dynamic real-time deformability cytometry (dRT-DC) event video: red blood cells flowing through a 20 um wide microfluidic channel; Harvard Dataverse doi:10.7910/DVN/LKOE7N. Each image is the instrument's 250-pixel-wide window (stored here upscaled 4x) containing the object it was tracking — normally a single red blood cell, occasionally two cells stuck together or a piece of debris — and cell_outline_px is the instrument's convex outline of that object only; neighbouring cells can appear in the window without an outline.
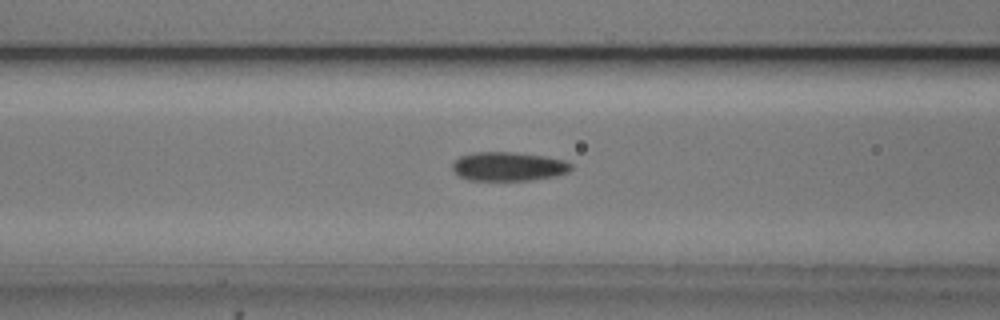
{"species": "common noctule bat (a hibernating species)", "species_latin": "Nyctalus noctula", "temperature_condition": "cold", "stored_images_in_passage": 53, "camera_frame_rate_fps": 3000, "um_per_image_px": 0.085, "animal": {"sex": "male", "body_mass_g": 20.5, "forearm_length_mm": 52.5}, "frame": {"image": 1, "passage_image": 21, "time_ms": 6.667, "image_size_px": [1000, 320], "cell_outline_px": [[572, 168], [568, 172], [556, 176], [528, 180], [468, 180], [460, 176], [452, 168], [452, 164], [460, 156], [472, 152], [516, 152], [544, 156], [564, 160], [572, 164]], "centroid_in_image_um": [43.22, 14.14], "position_along_channel_um": 123.4, "area_um2": 20.0}}
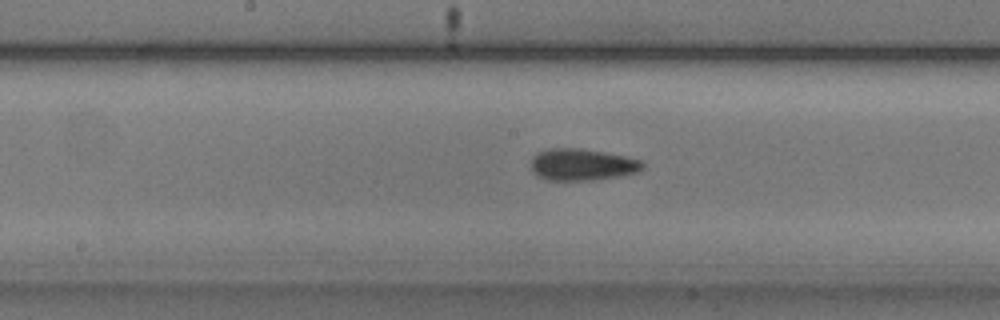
{"frame": {"image": 2, "passage_image": 27, "time_ms": 8.667, "image_size_px": [1000, 320], "cell_outline_px": [[644, 168], [640, 172], [592, 180], [548, 180], [536, 176], [532, 172], [532, 160], [540, 152], [552, 148], [580, 148], [604, 152], [624, 156], [640, 160], [644, 164]], "centroid_in_image_um": [49.5, 14.0], "position_along_channel_um": 198.7, "area_um2": 20.46}}
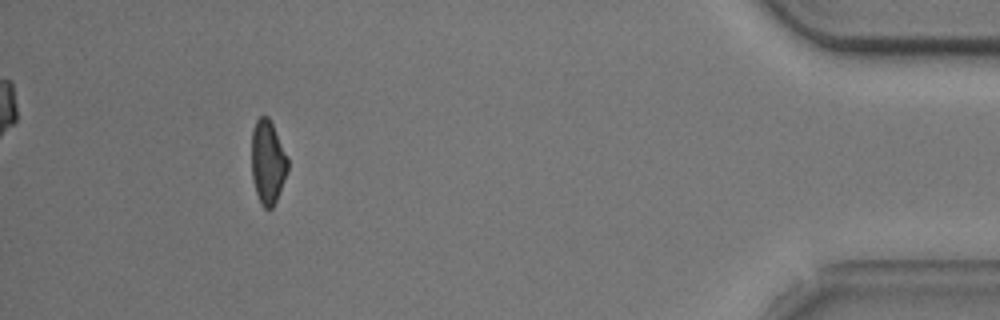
{"frame": {"image": 3, "passage_image": 49, "time_ms": 16.0, "image_size_px": [1000, 320], "cell_outline_px": [[288, 168], [276, 200], [272, 208], [264, 208], [260, 204], [252, 180], [252, 128], [256, 120], [260, 116], [268, 116], [288, 156]], "centroid_in_image_um": [22.75, 13.76], "position_along_channel_um": 412.5, "area_um2": 17.57}, "authors_computed_cell_mechanics": {"area_um2": 19.4208, "velocity_mm_per_s": 3.7485, "shape_relaxation_time_tau1_ms": 4.0931, "shape_relaxation_time_tau2_ms": 2.1631, "deformation_change_tau1": 0.1386, "deformation_change_tau2": 0.0943}}